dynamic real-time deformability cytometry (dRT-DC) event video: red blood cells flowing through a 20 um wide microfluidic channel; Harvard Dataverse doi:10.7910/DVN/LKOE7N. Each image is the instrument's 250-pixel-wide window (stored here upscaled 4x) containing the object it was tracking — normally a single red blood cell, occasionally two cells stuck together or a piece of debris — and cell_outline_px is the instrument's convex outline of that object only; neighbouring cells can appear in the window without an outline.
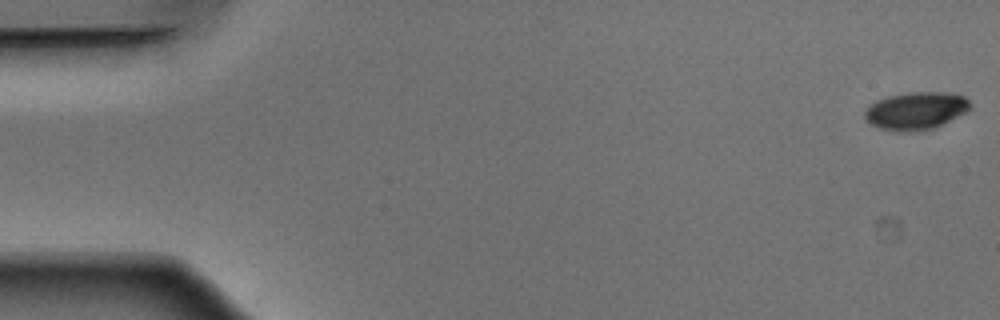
{"species": "Egyptian fruit bat (a non-hibernating species)", "species_latin": "Rousettus aegyptiacus", "temperature_condition": "warm", "stored_images_in_passage": 52, "camera_frame_rate_fps": 3000, "um_per_image_px": 0.085, "animal": {"sex": "male"}, "frame": {"image": 1, "passage_image": 1, "time_ms": 0.0, "image_size_px": [1000, 320], "cell_outline_px": [[972, 108], [968, 112], [936, 128], [916, 132], [896, 132], [880, 128], [872, 124], [864, 116], [864, 112], [868, 104], [876, 100], [888, 96], [908, 92], [948, 92], [964, 96], [968, 100]], "centroid_in_image_um": [77.88, 9.42], "position_along_channel_um": 7.1, "area_um2": 23.64}}
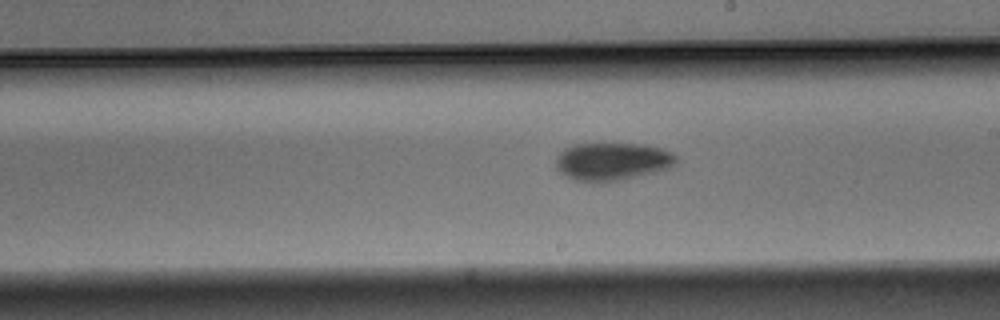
{"frame": {"image": 2, "passage_image": 30, "time_ms": 9.667, "image_size_px": [1000, 320], "cell_outline_px": [[676, 164], [668, 168], [624, 180], [604, 184], [596, 184], [572, 180], [560, 172], [556, 168], [556, 156], [564, 148], [572, 144], [644, 144], [664, 148], [672, 152], [676, 156]], "centroid_in_image_um": [52.01, 13.75], "position_along_channel_um": 237.0, "area_um2": 27.22}}
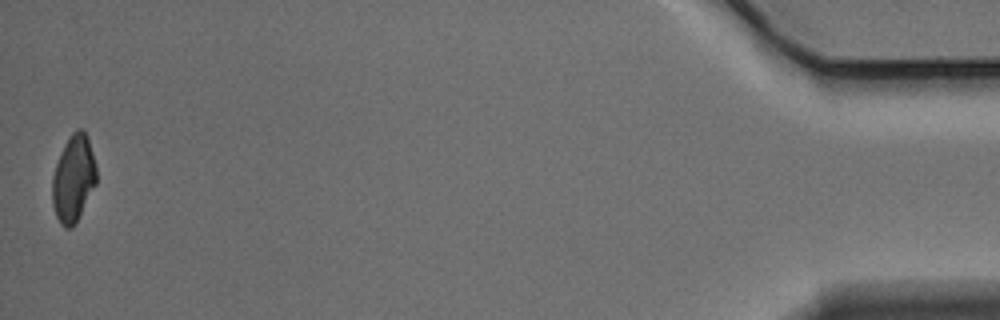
{"frame": {"image": 3, "passage_image": 52, "time_ms": 17.0, "image_size_px": [1000, 320], "cell_outline_px": [[96, 184], [72, 228], [64, 228], [60, 224], [56, 216], [52, 204], [52, 176], [56, 164], [64, 144], [72, 132], [80, 128], [84, 128], [88, 136], [96, 164]], "centroid_in_image_um": [6.24, 15.15], "position_along_channel_um": 429.0, "area_um2": 22.37}, "authors_computed_cell_mechanics": {"area_um2": 24.854, "velocity_mm_per_s": 3.8839, "shape_relaxation_time_tau1_ms": 3.6045, "shape_relaxation_time_tau2_ms": 6.5708, "deformation_change_tau1": 0.1282, "deformation_change_tau2": 0.105}}